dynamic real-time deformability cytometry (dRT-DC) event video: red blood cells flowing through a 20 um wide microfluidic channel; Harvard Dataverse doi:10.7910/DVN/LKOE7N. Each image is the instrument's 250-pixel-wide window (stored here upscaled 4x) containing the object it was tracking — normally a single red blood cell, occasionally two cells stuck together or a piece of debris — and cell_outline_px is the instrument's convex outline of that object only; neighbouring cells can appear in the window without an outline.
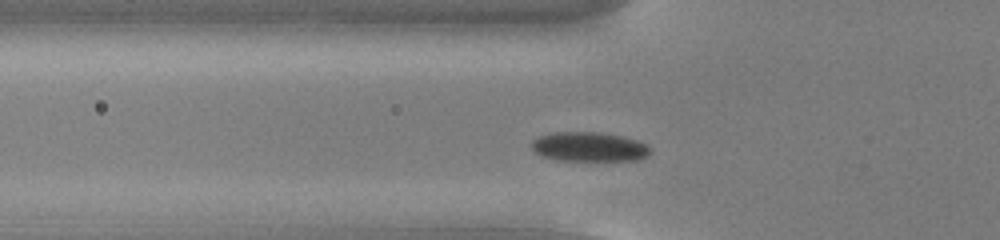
{"species": "common noctule bat (a hibernating species)", "species_latin": "Nyctalus noctula", "temperature_condition": "cold", "stored_images_in_passage": 44, "camera_frame_rate_fps": 3000, "um_per_image_px": 0.085, "animal": {"sex": "male", "body_mass_g": 13.0, "forearm_length_mm": 53.1}, "frame": {"image": 1, "passage_image": 8, "time_ms": 2.333, "image_size_px": [1000, 240], "cell_outline_px": [[652, 152], [648, 156], [636, 160], [556, 160], [544, 156], [536, 152], [532, 148], [532, 140], [540, 136], [552, 132], [600, 132], [624, 136], [636, 140], [652, 148]], "centroid_in_image_um": [50.11, 12.47], "position_along_channel_um": 75.7, "area_um2": 20.35}}
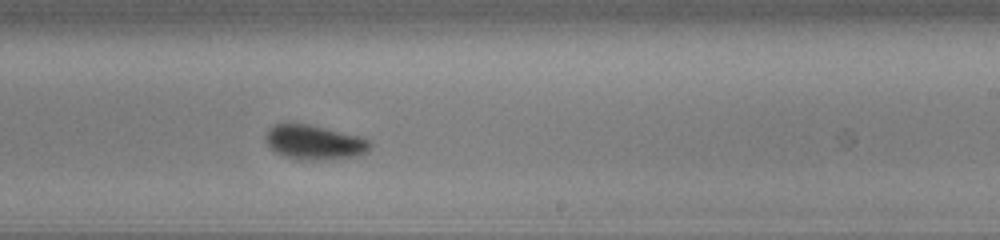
{"frame": {"image": 2, "passage_image": 23, "time_ms": 7.333, "image_size_px": [1000, 240], "cell_outline_px": [[372, 144], [368, 152], [360, 156], [320, 160], [300, 160], [284, 156], [276, 152], [264, 140], [264, 136], [268, 128], [276, 124], [308, 124], [360, 136], [372, 140]], "centroid_in_image_um": [26.76, 12.11], "position_along_channel_um": 262.2, "area_um2": 21.21}}
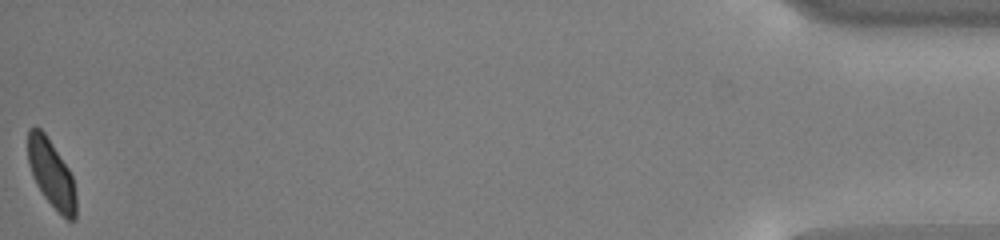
{"frame": {"image": 3, "passage_image": 44, "time_ms": 14.333, "image_size_px": [1000, 240], "cell_outline_px": [[76, 220], [68, 220], [44, 196], [36, 184], [32, 176], [28, 164], [28, 128], [40, 128], [44, 132], [68, 168], [72, 176], [76, 196]], "centroid_in_image_um": [4.36, 14.76], "position_along_channel_um": 430.8, "area_um2": 18.67}, "authors_computed_cell_mechanics": {"area_um2": 21.1259, "velocity_mm_per_s": 3.7403, "shape_relaxation_time_tau1_ms": 2.3241, "shape_relaxation_time_tau2_ms": null, "deformation_change_tau1": 0.0903, "deformation_change_tau2": null}}